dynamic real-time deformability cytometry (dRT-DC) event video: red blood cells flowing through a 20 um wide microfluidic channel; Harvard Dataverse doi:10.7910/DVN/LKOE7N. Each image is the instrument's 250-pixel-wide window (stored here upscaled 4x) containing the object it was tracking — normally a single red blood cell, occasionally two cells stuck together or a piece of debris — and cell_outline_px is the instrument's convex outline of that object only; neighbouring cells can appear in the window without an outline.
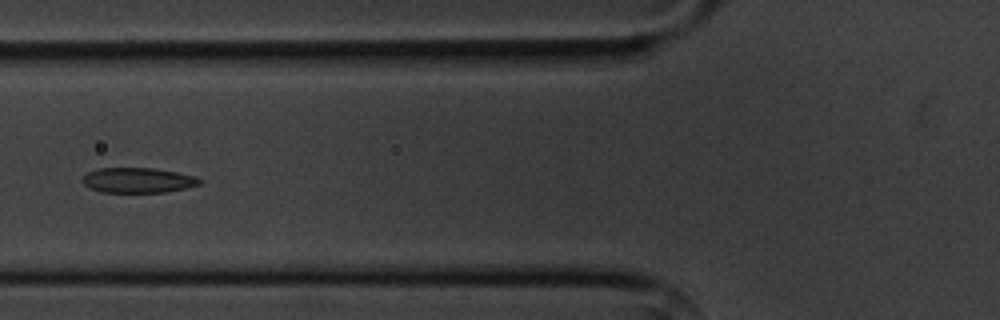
{"species": "common noctule bat (a hibernating species)", "species_latin": "Nyctalus noctula", "temperature_condition": "cold", "stored_images_in_passage": 12, "camera_frame_rate_fps": 3000, "um_per_image_px": 0.085, "animal": {"sex": "male", "body_mass_g": 20.1, "forearm_length_mm": 53.5}, "frame": {"image": 1, "passage_image": 3, "time_ms": 3.333, "image_size_px": [1000, 320], "cell_outline_px": [[204, 180], [200, 184], [188, 188], [164, 192], [100, 192], [88, 188], [80, 180], [88, 172], [96, 168], [156, 168], [196, 176]], "centroid_in_image_um": [11.73, 15.32], "position_along_channel_um": 114.1, "area_um2": 17.4}}
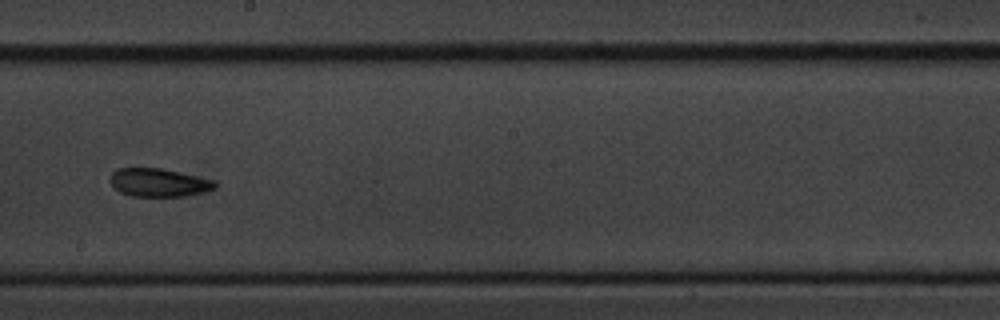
{"frame": {"image": 2, "passage_image": 6, "time_ms": 6.667, "image_size_px": [1000, 320], "cell_outline_px": [[216, 188], [184, 196], [132, 196], [120, 192], [112, 184], [112, 172], [116, 168], [160, 168], [216, 180]], "centroid_in_image_um": [13.51, 15.51], "position_along_channel_um": 234.7, "area_um2": 16.99}}
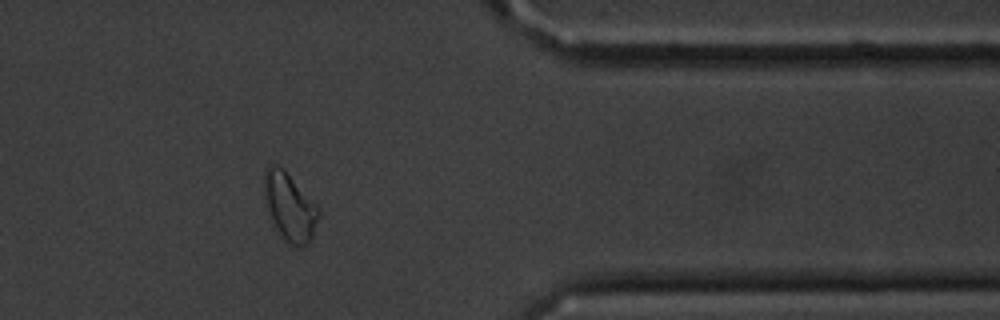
{"frame": {"image": 3, "passage_image": 10, "time_ms": 11.333, "image_size_px": [1000, 320], "cell_outline_px": [[320, 216], [312, 236], [308, 244], [300, 248], [284, 240], [276, 228], [272, 220], [264, 192], [264, 172], [272, 164], [276, 164], [284, 168], [320, 208]], "centroid_in_image_um": [24.66, 17.57], "position_along_channel_um": 386.7, "area_um2": 21.39}, "authors_computed_cell_mechanics": {"area_um2": 17.6579, "velocity_mm_per_s": 3.6201, "shape_relaxation_time_tau1_ms": 3.871, "shape_relaxation_time_tau2_ms": 3.4004, "deformation_change_tau1": 0.0991, "deformation_change_tau2": 0.0685}}